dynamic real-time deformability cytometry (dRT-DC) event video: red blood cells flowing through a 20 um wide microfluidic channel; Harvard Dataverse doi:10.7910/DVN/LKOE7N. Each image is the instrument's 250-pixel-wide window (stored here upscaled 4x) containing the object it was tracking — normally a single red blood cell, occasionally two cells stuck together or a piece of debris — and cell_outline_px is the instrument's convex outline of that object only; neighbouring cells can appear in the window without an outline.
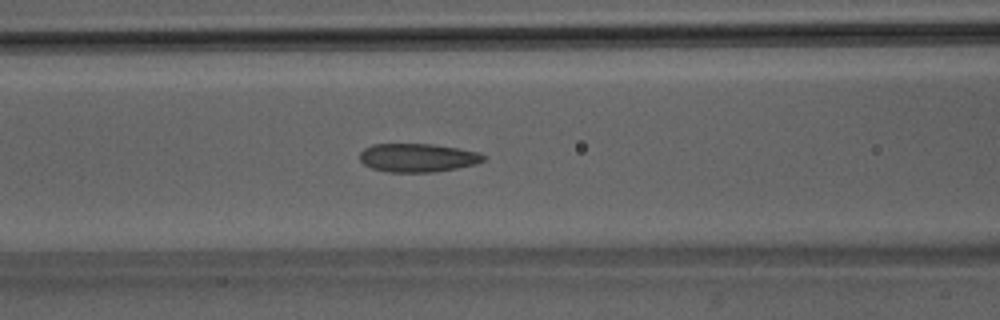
{"species": "Egyptian fruit bat (a non-hibernating species)", "species_latin": "Rousettus aegyptiacus", "temperature_condition": "room temperature", "stored_images_in_passage": 35, "camera_frame_rate_fps": 3000, "um_per_image_px": 0.085, "animal": {"sex": "male"}, "frame": {"image": 1, "passage_image": 6, "time_ms": 1.667, "image_size_px": [1000, 320], "cell_outline_px": [[488, 156], [484, 160], [476, 164], [456, 168], [432, 172], [388, 172], [372, 168], [364, 164], [360, 160], [360, 152], [364, 148], [372, 144], [432, 144], [480, 152]], "centroid_in_image_um": [35.51, 13.4], "position_along_channel_um": 131.1, "area_um2": 20.58}}
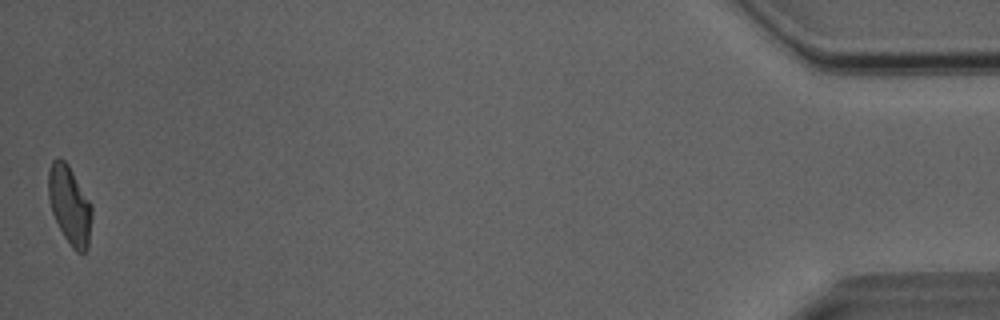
{"frame": {"image": 2, "passage_image": 35, "time_ms": 11.333, "image_size_px": [1000, 320], "cell_outline_px": [[92, 216], [88, 248], [84, 252], [76, 252], [72, 248], [64, 236], [52, 212], [48, 196], [48, 168], [52, 160], [64, 160], [68, 164], [92, 204]], "centroid_in_image_um": [5.93, 17.44], "position_along_channel_um": 429.3, "area_um2": 19.83}, "authors_computed_cell_mechanics": {"area_um2": 20.3456, "velocity_mm_per_s": 4.0709, "shape_relaxation_time_tau1_ms": null, "shape_relaxation_time_tau2_ms": 1.6729, "deformation_change_tau1": null, "deformation_change_tau2": 0.0731}}